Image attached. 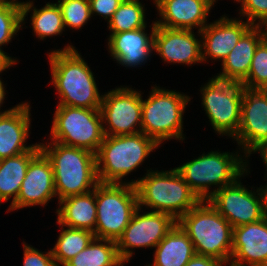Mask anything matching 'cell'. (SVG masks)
I'll return each mask as SVG.
<instances>
[{"label":"cell","instance_id":"6da1fadb","mask_svg":"<svg viewBox=\"0 0 267 266\" xmlns=\"http://www.w3.org/2000/svg\"><path fill=\"white\" fill-rule=\"evenodd\" d=\"M73 45L51 50L48 62L51 69V82L60 99L58 105L100 109L103 93L99 92L94 73L81 53ZM101 94V95H100Z\"/></svg>","mask_w":267,"mask_h":266},{"label":"cell","instance_id":"7a4b0ae2","mask_svg":"<svg viewBox=\"0 0 267 266\" xmlns=\"http://www.w3.org/2000/svg\"><path fill=\"white\" fill-rule=\"evenodd\" d=\"M239 152L240 149L235 153H221L219 150L203 152L192 161L175 168L201 201L208 200L216 190L233 184L238 178L248 175V172L250 174L249 160Z\"/></svg>","mask_w":267,"mask_h":266},{"label":"cell","instance_id":"3957f363","mask_svg":"<svg viewBox=\"0 0 267 266\" xmlns=\"http://www.w3.org/2000/svg\"><path fill=\"white\" fill-rule=\"evenodd\" d=\"M39 145L41 151L51 162L58 201L95 189L99 183L96 154L56 141L39 143Z\"/></svg>","mask_w":267,"mask_h":266},{"label":"cell","instance_id":"277c9868","mask_svg":"<svg viewBox=\"0 0 267 266\" xmlns=\"http://www.w3.org/2000/svg\"><path fill=\"white\" fill-rule=\"evenodd\" d=\"M128 183L136 186L139 207L169 214L176 221L201 201L176 168L149 169L146 175Z\"/></svg>","mask_w":267,"mask_h":266},{"label":"cell","instance_id":"5b68a950","mask_svg":"<svg viewBox=\"0 0 267 266\" xmlns=\"http://www.w3.org/2000/svg\"><path fill=\"white\" fill-rule=\"evenodd\" d=\"M177 224L192 241L196 254L230 263L233 227L208 200L200 201Z\"/></svg>","mask_w":267,"mask_h":266},{"label":"cell","instance_id":"8992f818","mask_svg":"<svg viewBox=\"0 0 267 266\" xmlns=\"http://www.w3.org/2000/svg\"><path fill=\"white\" fill-rule=\"evenodd\" d=\"M160 145L144 133L106 136L96 153L100 183H128L123 178L136 171Z\"/></svg>","mask_w":267,"mask_h":266},{"label":"cell","instance_id":"52a82bcc","mask_svg":"<svg viewBox=\"0 0 267 266\" xmlns=\"http://www.w3.org/2000/svg\"><path fill=\"white\" fill-rule=\"evenodd\" d=\"M151 89L148 98H142L141 132L159 145L170 139L183 141V115L191 97L156 85Z\"/></svg>","mask_w":267,"mask_h":266},{"label":"cell","instance_id":"ba28073f","mask_svg":"<svg viewBox=\"0 0 267 266\" xmlns=\"http://www.w3.org/2000/svg\"><path fill=\"white\" fill-rule=\"evenodd\" d=\"M95 238L117 241L139 207L135 185L98 183L95 187Z\"/></svg>","mask_w":267,"mask_h":266},{"label":"cell","instance_id":"9c48e42d","mask_svg":"<svg viewBox=\"0 0 267 266\" xmlns=\"http://www.w3.org/2000/svg\"><path fill=\"white\" fill-rule=\"evenodd\" d=\"M49 135L51 141L96 154L105 137L101 111L57 105Z\"/></svg>","mask_w":267,"mask_h":266},{"label":"cell","instance_id":"30bf717a","mask_svg":"<svg viewBox=\"0 0 267 266\" xmlns=\"http://www.w3.org/2000/svg\"><path fill=\"white\" fill-rule=\"evenodd\" d=\"M243 90L242 84L217 76L200 87L201 105L216 134L231 139L237 135L241 122Z\"/></svg>","mask_w":267,"mask_h":266},{"label":"cell","instance_id":"8fae6325","mask_svg":"<svg viewBox=\"0 0 267 266\" xmlns=\"http://www.w3.org/2000/svg\"><path fill=\"white\" fill-rule=\"evenodd\" d=\"M141 92L129 86H121L104 93L100 111L106 136L141 132Z\"/></svg>","mask_w":267,"mask_h":266},{"label":"cell","instance_id":"7c38bea8","mask_svg":"<svg viewBox=\"0 0 267 266\" xmlns=\"http://www.w3.org/2000/svg\"><path fill=\"white\" fill-rule=\"evenodd\" d=\"M138 207L122 235L116 241L117 253L126 264L133 256V248H155L177 224L169 214L145 211ZM142 212V214H141Z\"/></svg>","mask_w":267,"mask_h":266},{"label":"cell","instance_id":"4fadbf2b","mask_svg":"<svg viewBox=\"0 0 267 266\" xmlns=\"http://www.w3.org/2000/svg\"><path fill=\"white\" fill-rule=\"evenodd\" d=\"M239 179L231 185L216 190L208 199L233 228L259 221L265 217L264 195L261 186L252 191L245 187Z\"/></svg>","mask_w":267,"mask_h":266},{"label":"cell","instance_id":"5bb4252c","mask_svg":"<svg viewBox=\"0 0 267 266\" xmlns=\"http://www.w3.org/2000/svg\"><path fill=\"white\" fill-rule=\"evenodd\" d=\"M233 139L247 159L267 144V90L244 88L241 122Z\"/></svg>","mask_w":267,"mask_h":266},{"label":"cell","instance_id":"9a60e30c","mask_svg":"<svg viewBox=\"0 0 267 266\" xmlns=\"http://www.w3.org/2000/svg\"><path fill=\"white\" fill-rule=\"evenodd\" d=\"M56 197L54 171L51 162L40 151L31 161L17 199L10 204L8 212L32 206H46Z\"/></svg>","mask_w":267,"mask_h":266},{"label":"cell","instance_id":"2e32d148","mask_svg":"<svg viewBox=\"0 0 267 266\" xmlns=\"http://www.w3.org/2000/svg\"><path fill=\"white\" fill-rule=\"evenodd\" d=\"M188 29H172L156 25L153 52L162 61L189 65L202 63L201 38Z\"/></svg>","mask_w":267,"mask_h":266},{"label":"cell","instance_id":"e0dca14e","mask_svg":"<svg viewBox=\"0 0 267 266\" xmlns=\"http://www.w3.org/2000/svg\"><path fill=\"white\" fill-rule=\"evenodd\" d=\"M239 18L220 17L208 23L197 35L201 37L203 63L210 60L223 61L235 47L242 35L252 26ZM205 61V62H204Z\"/></svg>","mask_w":267,"mask_h":266},{"label":"cell","instance_id":"ac0fdd59","mask_svg":"<svg viewBox=\"0 0 267 266\" xmlns=\"http://www.w3.org/2000/svg\"><path fill=\"white\" fill-rule=\"evenodd\" d=\"M267 265V218L233 228L229 266Z\"/></svg>","mask_w":267,"mask_h":266},{"label":"cell","instance_id":"d6986e66","mask_svg":"<svg viewBox=\"0 0 267 266\" xmlns=\"http://www.w3.org/2000/svg\"><path fill=\"white\" fill-rule=\"evenodd\" d=\"M161 19L156 25L172 29H198L207 24V17L214 5L209 0H153ZM213 6V7H212Z\"/></svg>","mask_w":267,"mask_h":266},{"label":"cell","instance_id":"ffe728a7","mask_svg":"<svg viewBox=\"0 0 267 266\" xmlns=\"http://www.w3.org/2000/svg\"><path fill=\"white\" fill-rule=\"evenodd\" d=\"M150 34H147V27L132 31L110 33L108 35V50L112 59L119 65L126 68L145 65L150 60L154 46L155 21L150 25ZM150 35V36H149Z\"/></svg>","mask_w":267,"mask_h":266},{"label":"cell","instance_id":"44dd1931","mask_svg":"<svg viewBox=\"0 0 267 266\" xmlns=\"http://www.w3.org/2000/svg\"><path fill=\"white\" fill-rule=\"evenodd\" d=\"M30 109L25 101L0 114V160L28 152L37 145L25 144L30 136Z\"/></svg>","mask_w":267,"mask_h":266},{"label":"cell","instance_id":"7402d4cb","mask_svg":"<svg viewBox=\"0 0 267 266\" xmlns=\"http://www.w3.org/2000/svg\"><path fill=\"white\" fill-rule=\"evenodd\" d=\"M266 36L267 27L252 25L221 62L222 72L217 73L216 76L241 84L249 73L257 46Z\"/></svg>","mask_w":267,"mask_h":266},{"label":"cell","instance_id":"603a6c76","mask_svg":"<svg viewBox=\"0 0 267 266\" xmlns=\"http://www.w3.org/2000/svg\"><path fill=\"white\" fill-rule=\"evenodd\" d=\"M57 222L64 227L88 230L94 233L96 227L95 189L66 197L58 201Z\"/></svg>","mask_w":267,"mask_h":266},{"label":"cell","instance_id":"cb8c5ba5","mask_svg":"<svg viewBox=\"0 0 267 266\" xmlns=\"http://www.w3.org/2000/svg\"><path fill=\"white\" fill-rule=\"evenodd\" d=\"M153 264L146 266H186L196 254L194 245L176 224L155 247Z\"/></svg>","mask_w":267,"mask_h":266},{"label":"cell","instance_id":"d4e9b609","mask_svg":"<svg viewBox=\"0 0 267 266\" xmlns=\"http://www.w3.org/2000/svg\"><path fill=\"white\" fill-rule=\"evenodd\" d=\"M41 151L39 143L30 151L0 160V205L13 203L20 192L30 161Z\"/></svg>","mask_w":267,"mask_h":266},{"label":"cell","instance_id":"484cf974","mask_svg":"<svg viewBox=\"0 0 267 266\" xmlns=\"http://www.w3.org/2000/svg\"><path fill=\"white\" fill-rule=\"evenodd\" d=\"M22 25H24L28 13L31 11L30 21L34 35L44 40L47 37L58 36L65 31L63 24L62 11L58 3L47 2L44 7L37 9L34 2H21Z\"/></svg>","mask_w":267,"mask_h":266},{"label":"cell","instance_id":"4316f807","mask_svg":"<svg viewBox=\"0 0 267 266\" xmlns=\"http://www.w3.org/2000/svg\"><path fill=\"white\" fill-rule=\"evenodd\" d=\"M117 253L116 241L94 238L63 266H124Z\"/></svg>","mask_w":267,"mask_h":266},{"label":"cell","instance_id":"83f0119b","mask_svg":"<svg viewBox=\"0 0 267 266\" xmlns=\"http://www.w3.org/2000/svg\"><path fill=\"white\" fill-rule=\"evenodd\" d=\"M60 225L62 230L58 239L51 249L57 266H63L67 261L85 249L95 238L93 232Z\"/></svg>","mask_w":267,"mask_h":266},{"label":"cell","instance_id":"f1b7e54d","mask_svg":"<svg viewBox=\"0 0 267 266\" xmlns=\"http://www.w3.org/2000/svg\"><path fill=\"white\" fill-rule=\"evenodd\" d=\"M145 7L139 0H123L107 22L110 33L132 31L147 27Z\"/></svg>","mask_w":267,"mask_h":266},{"label":"cell","instance_id":"f546056e","mask_svg":"<svg viewBox=\"0 0 267 266\" xmlns=\"http://www.w3.org/2000/svg\"><path fill=\"white\" fill-rule=\"evenodd\" d=\"M22 26L21 4L15 0H0V49L18 35Z\"/></svg>","mask_w":267,"mask_h":266},{"label":"cell","instance_id":"4dcf8cb0","mask_svg":"<svg viewBox=\"0 0 267 266\" xmlns=\"http://www.w3.org/2000/svg\"><path fill=\"white\" fill-rule=\"evenodd\" d=\"M241 84L247 89L267 90V36L257 46L249 73Z\"/></svg>","mask_w":267,"mask_h":266},{"label":"cell","instance_id":"1f68e13d","mask_svg":"<svg viewBox=\"0 0 267 266\" xmlns=\"http://www.w3.org/2000/svg\"><path fill=\"white\" fill-rule=\"evenodd\" d=\"M62 11L63 24L80 30L91 19L89 0H57Z\"/></svg>","mask_w":267,"mask_h":266},{"label":"cell","instance_id":"d6a6232c","mask_svg":"<svg viewBox=\"0 0 267 266\" xmlns=\"http://www.w3.org/2000/svg\"><path fill=\"white\" fill-rule=\"evenodd\" d=\"M240 3L239 15L253 26L267 27V0H234Z\"/></svg>","mask_w":267,"mask_h":266},{"label":"cell","instance_id":"836d02e7","mask_svg":"<svg viewBox=\"0 0 267 266\" xmlns=\"http://www.w3.org/2000/svg\"><path fill=\"white\" fill-rule=\"evenodd\" d=\"M23 266H57L51 249L47 252L39 251L23 241Z\"/></svg>","mask_w":267,"mask_h":266},{"label":"cell","instance_id":"e575fe53","mask_svg":"<svg viewBox=\"0 0 267 266\" xmlns=\"http://www.w3.org/2000/svg\"><path fill=\"white\" fill-rule=\"evenodd\" d=\"M122 2L123 0H89L91 17L96 14L109 22Z\"/></svg>","mask_w":267,"mask_h":266},{"label":"cell","instance_id":"d590c367","mask_svg":"<svg viewBox=\"0 0 267 266\" xmlns=\"http://www.w3.org/2000/svg\"><path fill=\"white\" fill-rule=\"evenodd\" d=\"M225 264L219 259L195 254L186 266H224Z\"/></svg>","mask_w":267,"mask_h":266},{"label":"cell","instance_id":"8d00e7d4","mask_svg":"<svg viewBox=\"0 0 267 266\" xmlns=\"http://www.w3.org/2000/svg\"><path fill=\"white\" fill-rule=\"evenodd\" d=\"M7 54L8 53L0 49V74L3 73V71L10 69L11 66H15V64H18V60H16L15 57L12 58Z\"/></svg>","mask_w":267,"mask_h":266},{"label":"cell","instance_id":"74e56055","mask_svg":"<svg viewBox=\"0 0 267 266\" xmlns=\"http://www.w3.org/2000/svg\"><path fill=\"white\" fill-rule=\"evenodd\" d=\"M5 85L6 84H4V82L1 80V78H0V109H1V107H3L2 105H3V103H4V100H5V96H6V93H7V90L5 91ZM15 106H13V107H11V108H9V110L7 109V110H5V111H1L0 110V114L1 113H5V112H8V111H10V110H12L13 108H14Z\"/></svg>","mask_w":267,"mask_h":266},{"label":"cell","instance_id":"f35d334b","mask_svg":"<svg viewBox=\"0 0 267 266\" xmlns=\"http://www.w3.org/2000/svg\"><path fill=\"white\" fill-rule=\"evenodd\" d=\"M258 153L260 154L261 158H262V162L263 164L266 166V172H267V144L258 151ZM264 177H267V173L265 174Z\"/></svg>","mask_w":267,"mask_h":266},{"label":"cell","instance_id":"ab89813d","mask_svg":"<svg viewBox=\"0 0 267 266\" xmlns=\"http://www.w3.org/2000/svg\"><path fill=\"white\" fill-rule=\"evenodd\" d=\"M267 178V177H265ZM261 189L264 195V207H265V217L267 218V184L264 186L261 185Z\"/></svg>","mask_w":267,"mask_h":266},{"label":"cell","instance_id":"60d3db41","mask_svg":"<svg viewBox=\"0 0 267 266\" xmlns=\"http://www.w3.org/2000/svg\"><path fill=\"white\" fill-rule=\"evenodd\" d=\"M213 5L215 4V2H217L218 0H209Z\"/></svg>","mask_w":267,"mask_h":266}]
</instances>
